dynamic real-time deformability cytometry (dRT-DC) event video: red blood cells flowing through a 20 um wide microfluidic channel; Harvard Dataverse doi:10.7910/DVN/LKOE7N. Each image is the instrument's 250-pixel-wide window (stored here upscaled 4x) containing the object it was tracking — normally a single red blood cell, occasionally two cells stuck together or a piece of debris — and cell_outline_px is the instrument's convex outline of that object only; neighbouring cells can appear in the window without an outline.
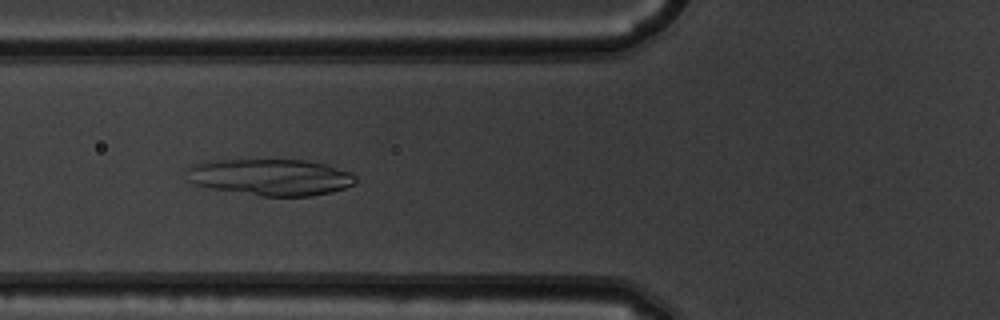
{"species": "common noctule bat (a hibernating species)", "species_latin": "Nyctalus noctula", "temperature_condition": "warm", "stored_images_in_passage": 53, "camera_frame_rate_fps": 3000, "um_per_image_px": 0.085, "animal": {"sex": "male", "body_mass_g": 19.5, "forearm_length_mm": 54.6}, "frame": {"image": 1, "passage_image": 20, "time_ms": 6.333, "image_size_px": [1000, 320], "cell_outline_px": [[356, 180], [352, 184], [344, 188], [332, 192], [312, 196], [264, 196], [212, 188], [192, 184], [188, 180], [184, 172], [192, 164], [208, 160], [304, 160], [328, 164], [352, 172], [356, 176]], "centroid_in_image_um": [22.98, 15.05], "position_along_channel_um": 102.8, "area_um2": 36.18}}
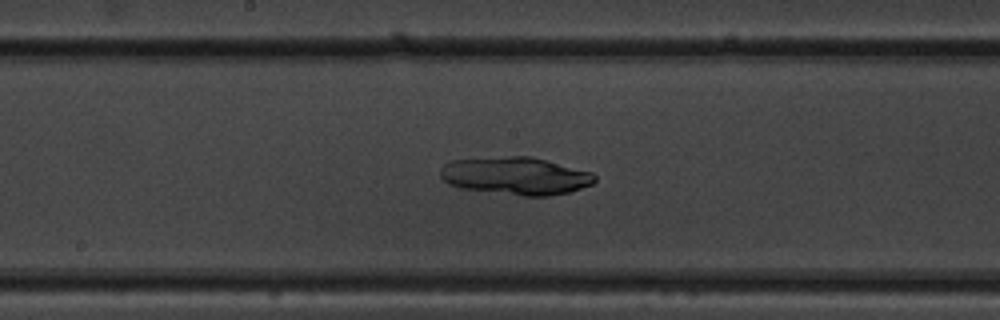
{"frame": {"image": 2, "passage_image": 28, "time_ms": 9.0, "image_size_px": [1000, 320], "cell_outline_px": [[596, 180], [592, 184], [568, 192], [548, 196], [520, 196], [460, 188], [448, 184], [440, 176], [440, 168], [444, 164], [452, 160], [508, 156], [532, 156], [592, 172], [596, 176]], "centroid_in_image_um": [43.82, 14.95], "position_along_channel_um": 204.4, "area_um2": 34.04}}
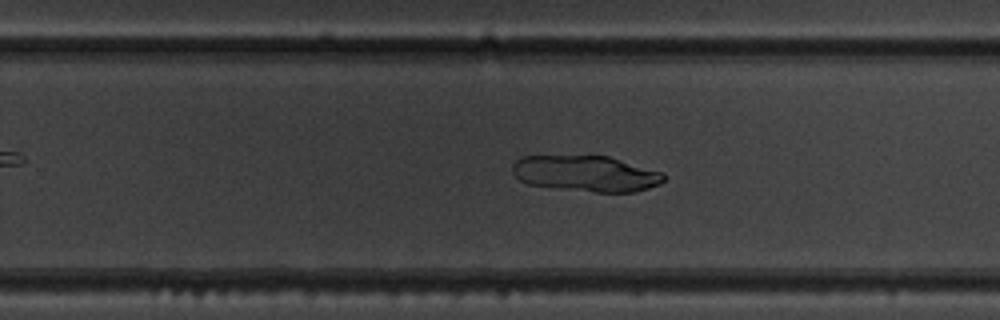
{"frame": {"image": 3, "passage_image": 34, "time_ms": 11.0, "image_size_px": [1000, 320], "cell_outline_px": [[664, 180], [660, 184], [636, 192], [596, 192], [556, 188], [528, 184], [520, 180], [512, 172], [512, 164], [520, 156], [608, 156], [664, 172]], "centroid_in_image_um": [49.81, 14.75], "position_along_channel_um": 280.0, "area_um2": 31.79}}